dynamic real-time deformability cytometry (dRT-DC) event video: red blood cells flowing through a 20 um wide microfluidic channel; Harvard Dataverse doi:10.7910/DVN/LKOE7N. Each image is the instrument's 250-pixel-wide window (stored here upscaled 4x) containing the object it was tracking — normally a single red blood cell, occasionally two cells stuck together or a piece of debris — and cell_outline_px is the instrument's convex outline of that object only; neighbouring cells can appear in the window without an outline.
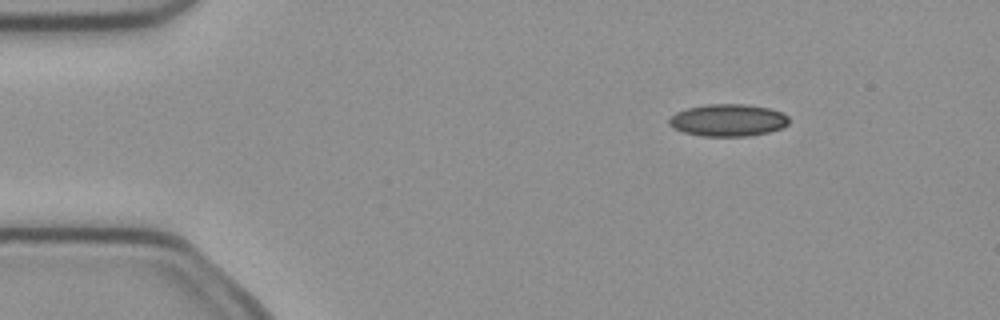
{"species": "common noctule bat (a hibernating species)", "species_latin": "Nyctalus noctula", "temperature_condition": "cold", "stored_images_in_passage": 4, "camera_frame_rate_fps": 3000, "um_per_image_px": 0.085, "animal": {"sex": "female", "body_mass_g": 21.9}, "frame": {"image": 1, "passage_image": 2, "time_ms": 0.333, "image_size_px": [1000, 320], "cell_outline_px": [[788, 124], [780, 128], [768, 132], [748, 136], [700, 136], [684, 132], [672, 128], [668, 124], [668, 120], [676, 112], [688, 108], [708, 104], [748, 104], [768, 108], [784, 112], [788, 116]], "centroid_in_image_um": [61.87, 10.21], "position_along_channel_um": 23.1, "area_um2": 22.54}}